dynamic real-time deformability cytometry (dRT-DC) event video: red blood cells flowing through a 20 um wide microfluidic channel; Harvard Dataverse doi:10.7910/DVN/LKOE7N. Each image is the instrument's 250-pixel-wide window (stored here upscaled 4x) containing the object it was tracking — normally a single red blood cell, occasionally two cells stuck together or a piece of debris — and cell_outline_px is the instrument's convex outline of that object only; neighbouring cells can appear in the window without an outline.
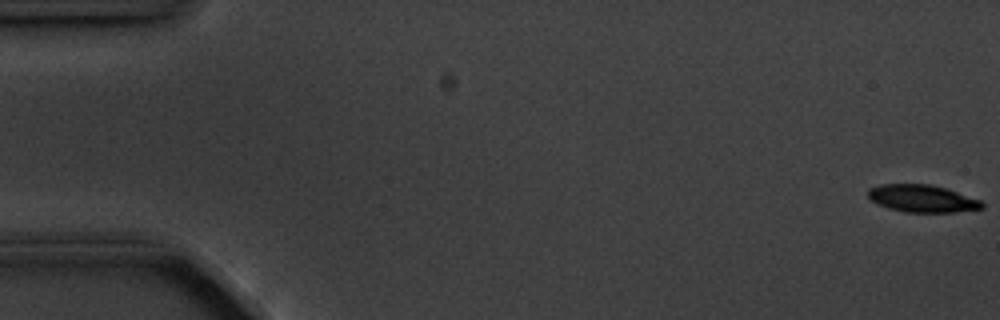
{"species": "common noctule bat (a hibernating species)", "species_latin": "Nyctalus noctula", "temperature_condition": "cold", "stored_images_in_passage": 16, "camera_frame_rate_fps": 3000, "um_per_image_px": 0.085, "animal": {"sex": "male", "body_mass_g": 20.1, "forearm_length_mm": 53.5}, "frame": {"image": 1, "passage_image": 1, "time_ms": 0.0, "image_size_px": [1000, 320], "cell_outline_px": [[984, 208], [956, 212], [904, 212], [888, 208], [876, 204], [868, 196], [868, 188], [880, 184], [928, 184], [944, 188], [980, 200], [984, 204]], "centroid_in_image_um": [78.35, 16.88], "position_along_channel_um": 6.7, "area_um2": 18.09}}
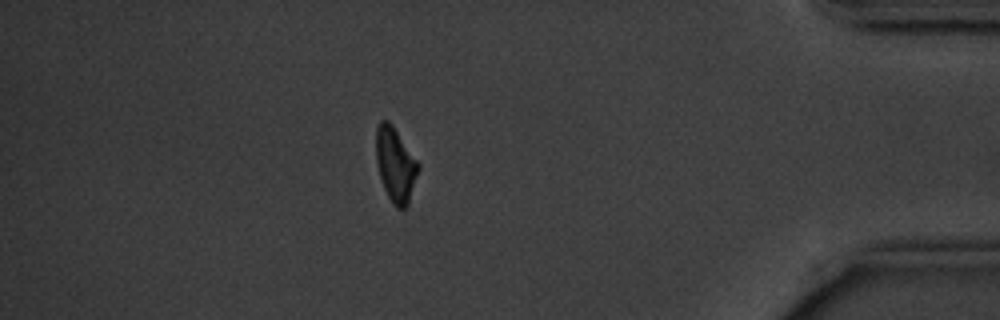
{"frame": {"image": 2, "passage_image": 14, "time_ms": 16.0, "image_size_px": [1000, 320], "cell_outline_px": [[420, 168], [408, 204], [404, 208], [396, 208], [392, 204], [384, 188], [376, 164], [376, 128], [380, 120], [388, 120], [392, 124], [420, 164]], "centroid_in_image_um": [33.61, 13.99], "position_along_channel_um": 401.6, "area_um2": 18.38}, "authors_computed_cell_mechanics": {"area_um2": 19.0162, "velocity_mm_per_s": 3.5995, "shape_relaxation_time_tau1_ms": 3.1842, "shape_relaxation_time_tau2_ms": null, "deformation_change_tau1": 0.1152, "deformation_change_tau2": null}}